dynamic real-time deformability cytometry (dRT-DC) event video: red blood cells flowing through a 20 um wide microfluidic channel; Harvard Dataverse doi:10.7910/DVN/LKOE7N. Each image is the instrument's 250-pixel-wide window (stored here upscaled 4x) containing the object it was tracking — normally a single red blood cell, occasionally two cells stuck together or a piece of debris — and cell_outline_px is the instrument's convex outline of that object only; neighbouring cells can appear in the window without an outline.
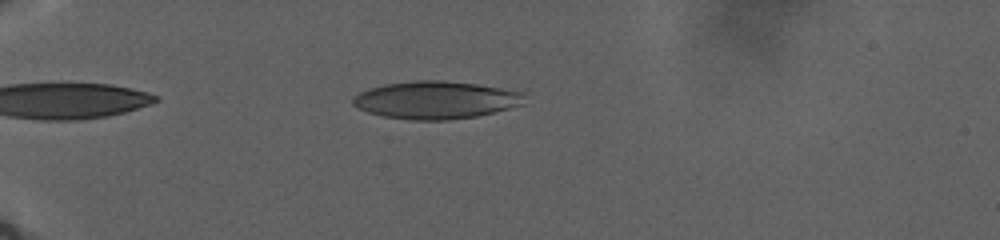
{"species": "human", "species_latin": "Homo sapiens", "temperature_condition": "warm", "stored_images_in_passage": 60, "camera_frame_rate_fps": 3000, "um_per_image_px": 0.085, "donor": {"sex": "male"}, "frame": {"image": 1, "passage_image": 12, "time_ms": 5.333, "image_size_px": [1000, 240], "cell_outline_px": [[524, 104], [476, 116], [448, 120], [408, 120], [384, 116], [368, 112], [352, 104], [352, 96], [368, 88], [384, 84], [412, 80], [444, 80], [476, 84], [524, 92]], "centroid_in_image_um": [37.01, 8.49], "position_along_channel_um": 48.0, "area_um2": 37.69}}
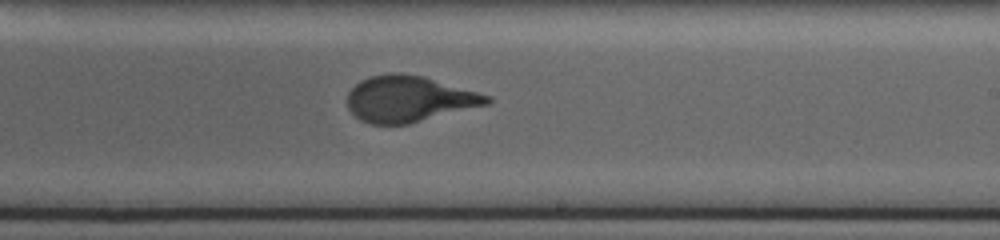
{"frame": {"image": 2, "passage_image": 38, "time_ms": 19.0, "image_size_px": [1000, 240], "cell_outline_px": [[492, 100], [488, 104], [408, 124], [368, 124], [360, 120], [348, 108], [348, 92], [360, 80], [372, 76], [392, 72], [400, 72], [424, 76], [492, 96]], "centroid_in_image_um": [34.76, 8.4], "position_along_channel_um": 254.2, "area_um2": 37.45}}
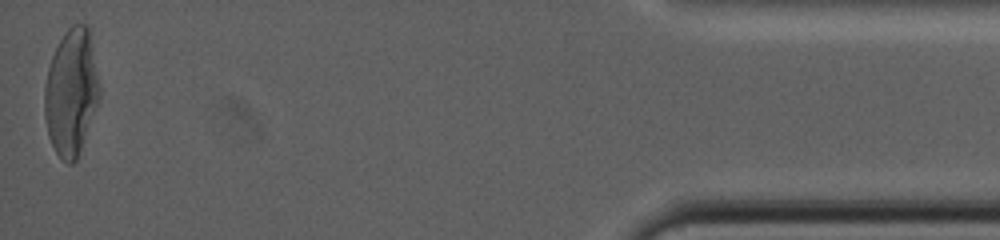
{"frame": {"image": 3, "passage_image": 60, "time_ms": 32.0, "image_size_px": [1000, 240], "cell_outline_px": [[100, 96], [76, 160], [72, 164], [68, 164], [56, 152], [48, 136], [44, 116], [44, 88], [48, 68], [52, 56], [60, 40], [68, 28], [72, 24], [88, 24], [100, 88]], "centroid_in_image_um": [6.04, 7.82], "position_along_channel_um": 429.2, "area_um2": 40.11}}